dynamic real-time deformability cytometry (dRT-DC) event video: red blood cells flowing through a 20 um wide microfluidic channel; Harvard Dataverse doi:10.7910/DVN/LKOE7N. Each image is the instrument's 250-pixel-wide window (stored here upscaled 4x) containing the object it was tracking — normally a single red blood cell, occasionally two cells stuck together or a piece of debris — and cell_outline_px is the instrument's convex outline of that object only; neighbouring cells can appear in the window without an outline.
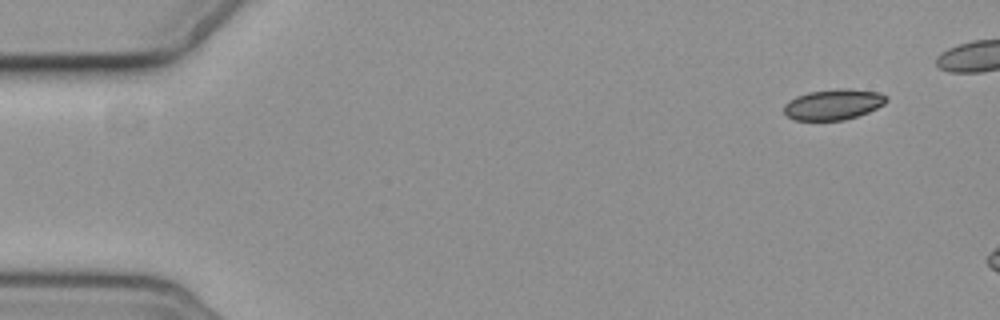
{"species": "common noctule bat (a hibernating species)", "species_latin": "Nyctalus noctula", "temperature_condition": "cold", "stored_images_in_passage": 3, "camera_frame_rate_fps": 3000, "um_per_image_px": 0.085, "animal": {"sex": "female", "body_mass_g": 19.3, "forearm_length_mm": 54.1}, "frame": {"image": 1, "passage_image": 1, "time_ms": 0.0, "image_size_px": [1000, 320], "cell_outline_px": [[888, 100], [884, 104], [868, 112], [844, 120], [796, 120], [788, 116], [784, 112], [784, 104], [788, 100], [796, 96], [808, 92], [836, 88], [844, 88], [880, 92], [888, 96]], "centroid_in_image_um": [70.84, 8.86], "position_along_channel_um": 14.2, "area_um2": 18.38}}